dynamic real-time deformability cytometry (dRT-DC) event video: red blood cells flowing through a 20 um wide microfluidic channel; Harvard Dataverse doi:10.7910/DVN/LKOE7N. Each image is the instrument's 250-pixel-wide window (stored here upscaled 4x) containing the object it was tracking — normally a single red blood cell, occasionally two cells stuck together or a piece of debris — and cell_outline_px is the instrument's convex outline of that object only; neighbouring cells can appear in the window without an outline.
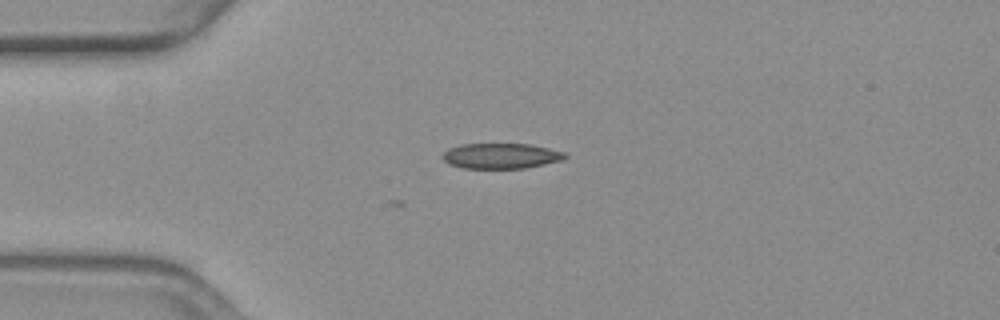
{"species": "common noctule bat (a hibernating species)", "species_latin": "Nyctalus noctula", "temperature_condition": "warm", "stored_images_in_passage": 3, "camera_frame_rate_fps": 3000, "um_per_image_px": 0.085, "animal": {"sex": "female", "body_mass_g": 19.3, "forearm_length_mm": 54.1}, "frame": {"image": 1, "passage_image": 3, "time_ms": 0.667, "image_size_px": [1000, 320], "cell_outline_px": [[568, 156], [564, 160], [524, 168], [464, 168], [448, 164], [440, 156], [448, 148], [460, 144], [532, 144], [564, 152]], "centroid_in_image_um": [42.57, 13.25], "position_along_channel_um": 42.4, "area_um2": 18.21}}